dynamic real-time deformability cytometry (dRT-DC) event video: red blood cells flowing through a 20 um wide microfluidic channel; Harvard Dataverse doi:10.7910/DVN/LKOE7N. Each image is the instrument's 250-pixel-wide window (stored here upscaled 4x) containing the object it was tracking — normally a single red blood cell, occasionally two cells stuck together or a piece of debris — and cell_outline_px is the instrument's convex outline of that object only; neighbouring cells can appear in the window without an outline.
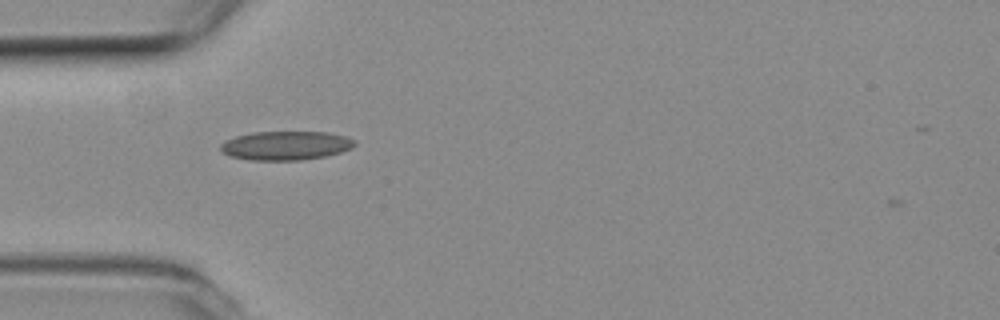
{"species": "common noctule bat (a hibernating species)", "species_latin": "Nyctalus noctula", "temperature_condition": "room temperature", "stored_images_in_passage": 39, "camera_frame_rate_fps": 3000, "um_per_image_px": 0.085, "animal": {"sex": "female", "body_mass_g": 19.3, "forearm_length_mm": 54.1}, "frame": {"image": 1, "passage_image": 2, "time_ms": 0.333, "image_size_px": [1000, 320], "cell_outline_px": [[356, 144], [352, 148], [340, 152], [324, 156], [300, 160], [248, 160], [232, 156], [224, 152], [220, 148], [220, 144], [224, 140], [236, 136], [252, 132], [328, 132], [348, 136], [356, 140]], "centroid_in_image_um": [24.32, 12.36], "position_along_channel_um": 60.7, "area_um2": 22.66}}
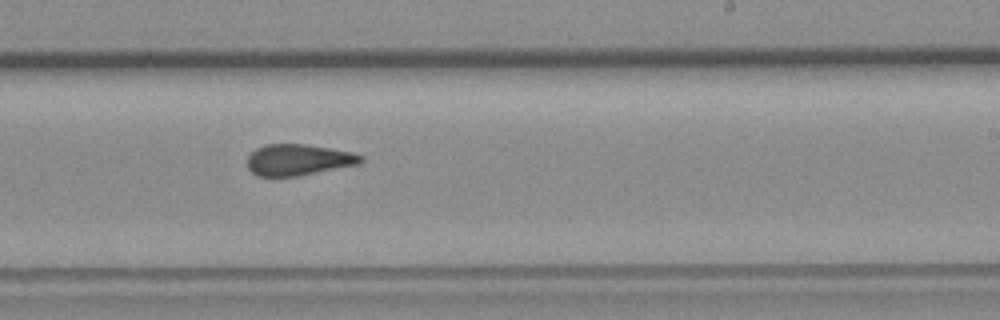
{"frame": {"image": 2, "passage_image": 18, "time_ms": 5.667, "image_size_px": [1000, 320], "cell_outline_px": [[364, 160], [360, 164], [296, 176], [260, 176], [252, 172], [248, 168], [248, 156], [256, 148], [264, 144], [304, 144], [352, 152], [364, 156]], "centroid_in_image_um": [25.37, 13.58], "position_along_channel_um": 263.6, "area_um2": 20.52}}
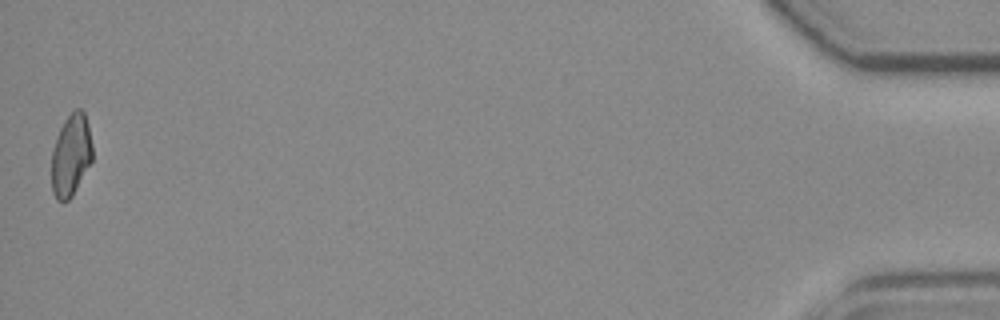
{"frame": {"image": 3, "passage_image": 39, "time_ms": 12.667, "image_size_px": [1000, 320], "cell_outline_px": [[92, 160], [72, 196], [68, 200], [56, 200], [52, 192], [52, 152], [56, 136], [64, 120], [76, 108], [80, 108], [84, 112], [88, 124], [92, 144]], "centroid_in_image_um": [6.03, 13.17], "position_along_channel_um": 429.2, "area_um2": 19.42}, "authors_computed_cell_mechanics": {"area_um2": 20.808, "velocity_mm_per_s": 3.8334, "shape_relaxation_time_tau1_ms": null, "shape_relaxation_time_tau2_ms": 2.432, "deformation_change_tau1": null, "deformation_change_tau2": 0.0931}}